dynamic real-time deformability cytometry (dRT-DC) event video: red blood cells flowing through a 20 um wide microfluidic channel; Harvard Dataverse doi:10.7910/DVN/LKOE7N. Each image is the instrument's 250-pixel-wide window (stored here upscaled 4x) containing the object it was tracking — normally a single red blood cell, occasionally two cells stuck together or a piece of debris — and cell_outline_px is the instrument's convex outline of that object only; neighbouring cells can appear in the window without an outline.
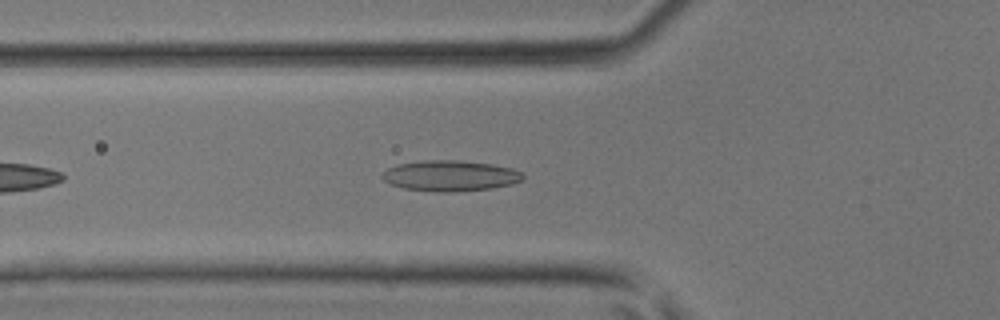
{"species": "common noctule bat (a hibernating species)", "species_latin": "Nyctalus noctula", "temperature_condition": "room temperature", "stored_images_in_passage": 31, "camera_frame_rate_fps": 3000, "um_per_image_px": 0.085, "animal": {"sex": "male", "body_mass_g": 17.9, "forearm_length_mm": 54.2}, "frame": {"image": 1, "passage_image": 5, "time_ms": 1.333, "image_size_px": [1000, 320], "cell_outline_px": [[524, 180], [512, 184], [492, 188], [456, 192], [436, 192], [404, 188], [392, 184], [384, 180], [380, 176], [388, 168], [400, 164], [424, 160], [456, 160], [492, 164], [512, 168], [520, 172], [524, 176]], "centroid_in_image_um": [38.3, 14.95], "position_along_channel_um": 87.5, "area_um2": 25.14}}
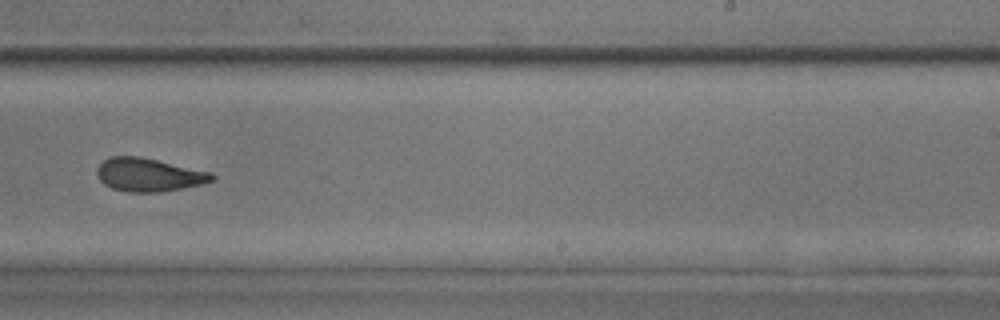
{"frame": {"image": 2, "passage_image": 17, "time_ms": 5.333, "image_size_px": [1000, 320], "cell_outline_px": [[216, 176], [212, 180], [200, 184], [160, 192], [128, 192], [112, 188], [104, 184], [100, 180], [96, 172], [96, 168], [104, 160], [112, 156], [140, 156], [212, 172]], "centroid_in_image_um": [12.62, 14.85], "position_along_channel_um": 276.4, "area_um2": 22.2}}
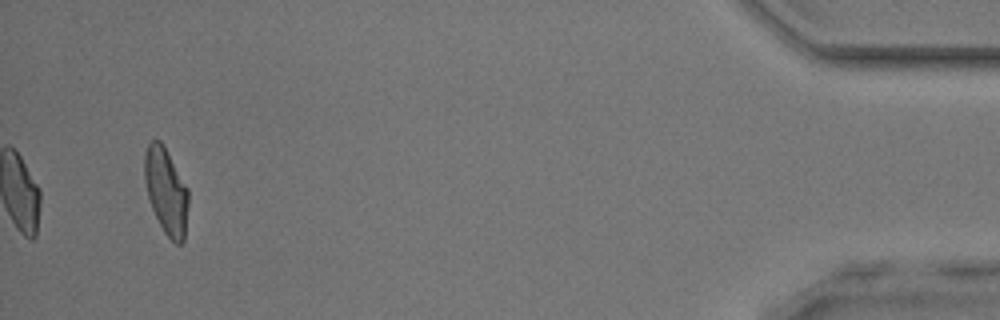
{"frame": {"image": 3, "passage_image": 31, "time_ms": 10.0, "image_size_px": [1000, 320], "cell_outline_px": [[188, 204], [184, 240], [180, 244], [176, 244], [164, 232], [152, 208], [148, 196], [144, 180], [144, 152], [148, 144], [152, 140], [160, 140], [188, 188]], "centroid_in_image_um": [14.11, 16.24], "position_along_channel_um": 421.1, "area_um2": 21.79}}